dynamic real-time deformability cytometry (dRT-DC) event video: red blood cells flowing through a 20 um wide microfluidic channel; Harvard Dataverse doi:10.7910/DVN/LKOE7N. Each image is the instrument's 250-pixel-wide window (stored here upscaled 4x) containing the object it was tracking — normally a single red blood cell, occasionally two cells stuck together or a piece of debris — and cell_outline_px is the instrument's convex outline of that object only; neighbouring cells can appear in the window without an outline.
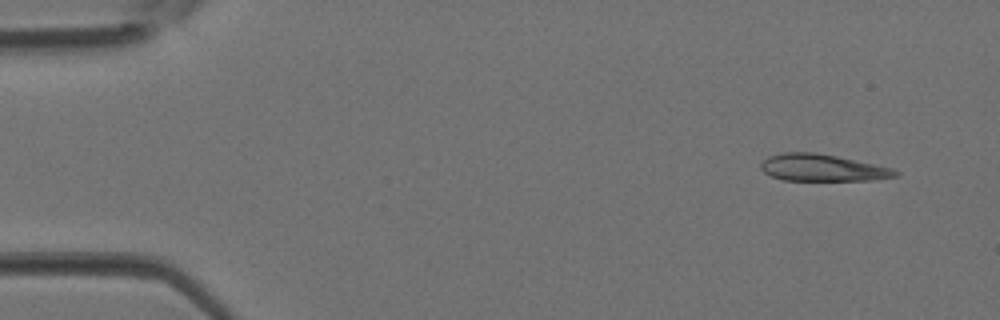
{"species": "Egyptian fruit bat (a non-hibernating species)", "species_latin": "Rousettus aegyptiacus", "temperature_condition": "room temperature", "stored_images_in_passage": 3, "camera_frame_rate_fps": 3000, "um_per_image_px": 0.085, "animal": {"sex": "female"}, "frame": {"image": 1, "passage_image": 1, "time_ms": 0.0, "image_size_px": [1000, 320], "cell_outline_px": [[900, 172], [896, 176], [872, 180], [784, 180], [772, 176], [764, 172], [760, 168], [760, 164], [768, 156], [784, 152], [812, 152], [836, 156], [892, 168]], "centroid_in_image_um": [69.88, 14.26], "position_along_channel_um": 15.1, "area_um2": 20.87}}